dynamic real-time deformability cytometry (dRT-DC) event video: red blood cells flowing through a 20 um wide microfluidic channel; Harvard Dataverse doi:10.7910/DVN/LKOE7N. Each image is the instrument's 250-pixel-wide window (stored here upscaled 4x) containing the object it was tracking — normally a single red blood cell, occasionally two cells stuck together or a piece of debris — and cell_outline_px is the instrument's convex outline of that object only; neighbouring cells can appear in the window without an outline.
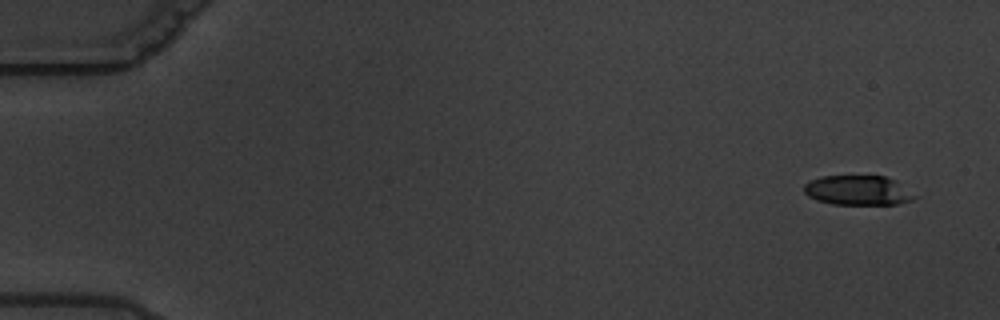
{"species": "common noctule bat (a hibernating species)", "species_latin": "Nyctalus noctula", "temperature_condition": "warm", "stored_images_in_passage": 6, "camera_frame_rate_fps": 3000, "um_per_image_px": 0.085, "animal": {"sex": "male", "body_mass_g": 19.5, "forearm_length_mm": 54.6}, "frame": {"image": 1, "passage_image": 1, "time_ms": 0.0, "image_size_px": [1000, 320], "cell_outline_px": [[920, 196], [912, 200], [896, 204], [832, 204], [816, 200], [808, 196], [804, 192], [804, 184], [820, 176], [884, 176], [896, 180]], "centroid_in_image_um": [72.97, 16.18], "position_along_channel_um": 12.0, "area_um2": 19.31}}